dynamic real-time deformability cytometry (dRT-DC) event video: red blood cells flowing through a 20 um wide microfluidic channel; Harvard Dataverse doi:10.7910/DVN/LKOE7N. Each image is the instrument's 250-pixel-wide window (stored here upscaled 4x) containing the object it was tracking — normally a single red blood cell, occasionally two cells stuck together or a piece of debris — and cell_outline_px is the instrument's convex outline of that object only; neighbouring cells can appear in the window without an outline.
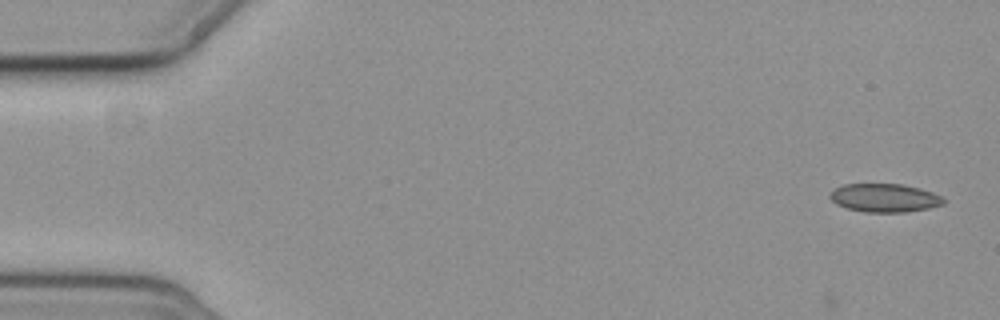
{"species": "common noctule bat (a hibernating species)", "species_latin": "Nyctalus noctula", "temperature_condition": "cold", "stored_images_in_passage": 5, "camera_frame_rate_fps": 3000, "um_per_image_px": 0.085, "animal": {"sex": "female", "body_mass_g": 19.3, "forearm_length_mm": 54.1}, "frame": {"image": 1, "passage_image": 1, "time_ms": 0.0, "image_size_px": [1000, 320], "cell_outline_px": [[944, 204], [928, 208], [904, 212], [864, 212], [848, 208], [836, 204], [828, 196], [836, 188], [844, 184], [904, 184], [920, 188], [932, 192], [940, 196], [944, 200]], "centroid_in_image_um": [75.19, 16.81], "position_along_channel_um": 9.8, "area_um2": 18.67}}